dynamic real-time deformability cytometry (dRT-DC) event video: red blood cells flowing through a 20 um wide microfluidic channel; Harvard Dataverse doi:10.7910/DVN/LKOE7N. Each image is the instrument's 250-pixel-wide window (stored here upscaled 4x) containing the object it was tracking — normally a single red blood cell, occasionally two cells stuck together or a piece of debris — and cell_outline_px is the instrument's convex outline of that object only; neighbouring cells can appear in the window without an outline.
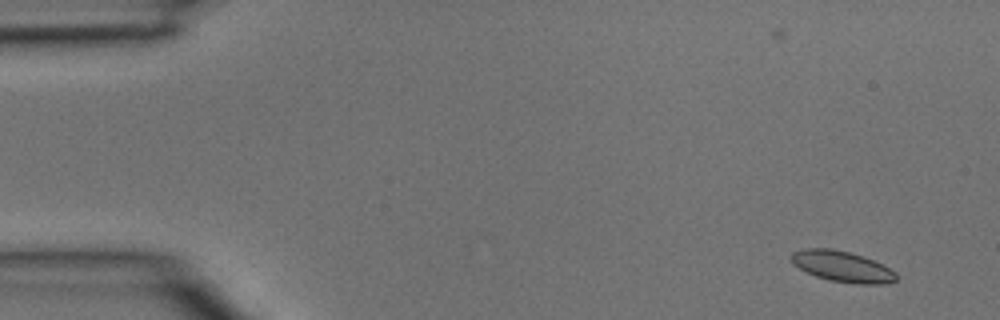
{"species": "common noctule bat (a hibernating species)", "species_latin": "Nyctalus noctula", "temperature_condition": "room temperature", "stored_images_in_passage": 5, "camera_frame_rate_fps": 3000, "um_per_image_px": 0.085, "animal": {"sex": "male", "body_mass_g": 15.6}, "frame": {"image": 1, "passage_image": 1, "time_ms": 0.0, "image_size_px": [1000, 320], "cell_outline_px": [[896, 280], [884, 284], [856, 284], [828, 280], [816, 276], [792, 264], [792, 252], [804, 248], [832, 248], [864, 256], [896, 272]], "centroid_in_image_um": [71.58, 22.65], "position_along_channel_um": 13.4, "area_um2": 18.73}}
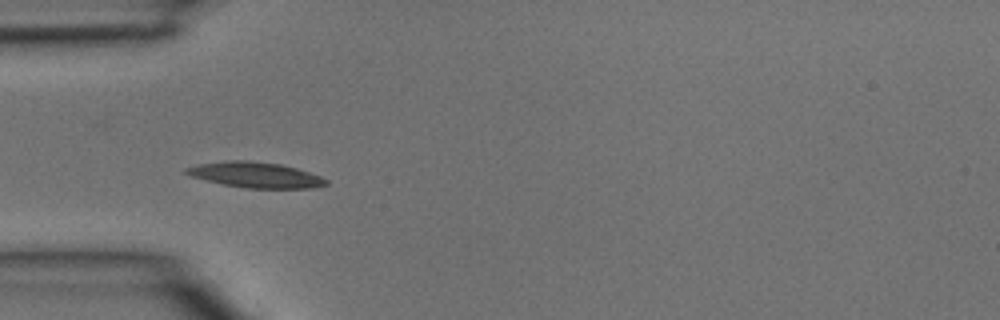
{"frame": {"image": 2, "passage_image": 4, "time_ms": 1.0, "image_size_px": [1000, 320], "cell_outline_px": [[328, 184], [312, 188], [244, 188], [224, 184], [192, 176], [184, 172], [184, 168], [196, 164], [228, 160], [248, 160], [280, 164], [296, 168], [320, 176], [328, 180]], "centroid_in_image_um": [21.71, 14.86], "position_along_channel_um": 63.3, "area_um2": 20.69}}